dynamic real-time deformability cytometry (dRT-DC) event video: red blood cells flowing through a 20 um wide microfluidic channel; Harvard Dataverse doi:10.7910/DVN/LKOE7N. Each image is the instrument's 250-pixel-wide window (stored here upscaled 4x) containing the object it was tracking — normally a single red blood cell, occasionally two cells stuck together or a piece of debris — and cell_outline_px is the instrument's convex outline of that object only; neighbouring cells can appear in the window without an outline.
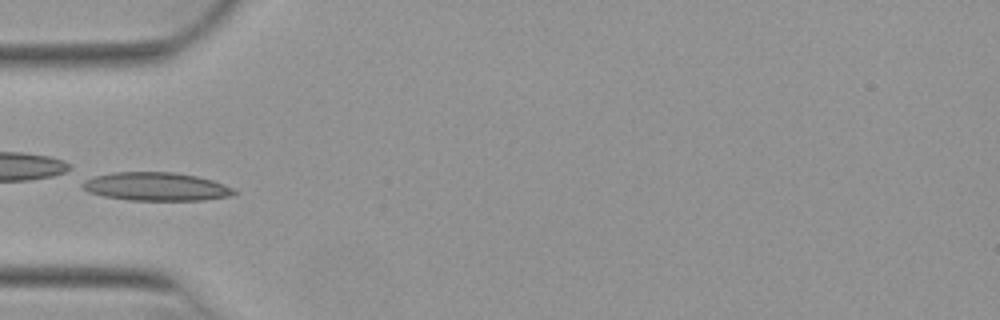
{"species": "Egyptian fruit bat (a non-hibernating species)", "species_latin": "Rousettus aegyptiacus", "temperature_condition": "warm", "stored_images_in_passage": 33, "camera_frame_rate_fps": 3000, "um_per_image_px": 0.085, "animal": {"sex": "female"}, "frame": {"image": 1, "passage_image": 1, "time_ms": 0.0, "image_size_px": [1000, 320], "cell_outline_px": [[236, 192], [228, 196], [204, 200], [128, 200], [104, 196], [88, 192], [80, 184], [80, 176], [116, 172], [172, 172], [196, 176], [212, 180], [224, 184], [232, 188]], "centroid_in_image_um": [13.12, 15.84], "position_along_channel_um": 71.9, "area_um2": 25.37}}
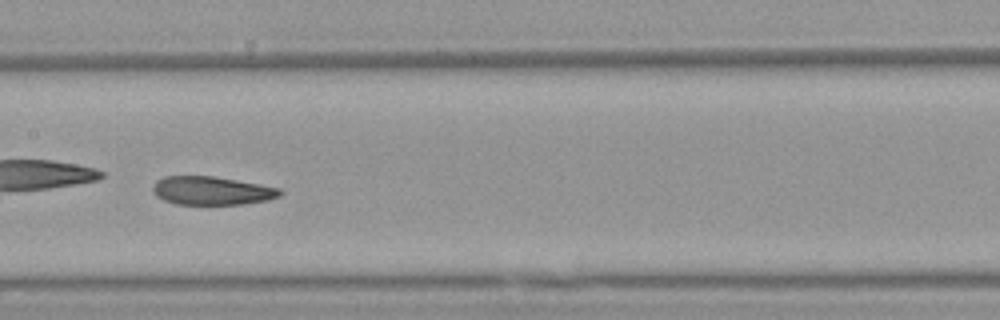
{"frame": {"image": 2, "passage_image": 10, "time_ms": 3.0, "image_size_px": [1000, 320], "cell_outline_px": [[284, 192], [280, 196], [268, 200], [244, 204], [176, 204], [164, 200], [156, 196], [152, 188], [156, 180], [164, 176], [216, 176], [260, 184], [280, 188]], "centroid_in_image_um": [18.02, 16.2], "position_along_channel_um": 189.4, "area_um2": 21.21}}
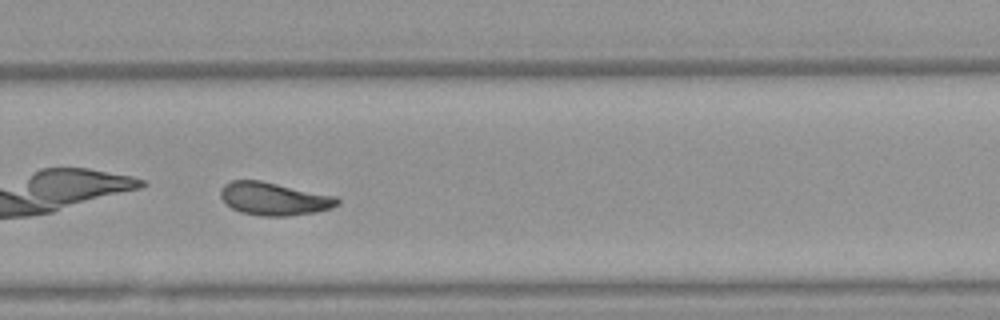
{"frame": {"image": 3, "passage_image": 19, "time_ms": 6.0, "image_size_px": [1000, 320], "cell_outline_px": [[340, 204], [332, 208], [316, 212], [288, 216], [260, 216], [240, 212], [232, 208], [220, 196], [220, 188], [224, 184], [232, 180], [260, 180], [336, 196], [340, 200]], "centroid_in_image_um": [23.3, 16.9], "position_along_channel_um": 306.5, "area_um2": 22.48}}